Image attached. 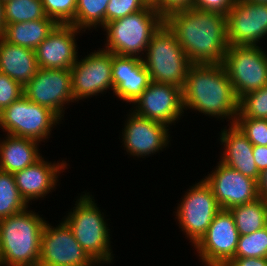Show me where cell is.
Masks as SVG:
<instances>
[{
    "instance_id": "6da1fadb",
    "label": "cell",
    "mask_w": 267,
    "mask_h": 266,
    "mask_svg": "<svg viewBox=\"0 0 267 266\" xmlns=\"http://www.w3.org/2000/svg\"><path fill=\"white\" fill-rule=\"evenodd\" d=\"M192 64L223 63L228 48L226 14L192 7L165 16Z\"/></svg>"
},
{
    "instance_id": "7a4b0ae2",
    "label": "cell",
    "mask_w": 267,
    "mask_h": 266,
    "mask_svg": "<svg viewBox=\"0 0 267 266\" xmlns=\"http://www.w3.org/2000/svg\"><path fill=\"white\" fill-rule=\"evenodd\" d=\"M184 110L192 109L210 117L228 119L234 124L239 99L227 70L220 64H192L182 89Z\"/></svg>"
},
{
    "instance_id": "3957f363",
    "label": "cell",
    "mask_w": 267,
    "mask_h": 266,
    "mask_svg": "<svg viewBox=\"0 0 267 266\" xmlns=\"http://www.w3.org/2000/svg\"><path fill=\"white\" fill-rule=\"evenodd\" d=\"M45 223L28 207L0 219V266H38Z\"/></svg>"
},
{
    "instance_id": "277c9868",
    "label": "cell",
    "mask_w": 267,
    "mask_h": 266,
    "mask_svg": "<svg viewBox=\"0 0 267 266\" xmlns=\"http://www.w3.org/2000/svg\"><path fill=\"white\" fill-rule=\"evenodd\" d=\"M77 198L75 206L63 221L72 230L73 235L85 252L97 265L113 263L110 229L104 213L100 211L90 193L83 192ZM103 214V215H102Z\"/></svg>"
},
{
    "instance_id": "5b68a950",
    "label": "cell",
    "mask_w": 267,
    "mask_h": 266,
    "mask_svg": "<svg viewBox=\"0 0 267 266\" xmlns=\"http://www.w3.org/2000/svg\"><path fill=\"white\" fill-rule=\"evenodd\" d=\"M165 17L150 3L146 8L121 19L108 22L104 50L121 56L143 58L152 35Z\"/></svg>"
},
{
    "instance_id": "8992f818",
    "label": "cell",
    "mask_w": 267,
    "mask_h": 266,
    "mask_svg": "<svg viewBox=\"0 0 267 266\" xmlns=\"http://www.w3.org/2000/svg\"><path fill=\"white\" fill-rule=\"evenodd\" d=\"M142 60L152 82L169 83L182 89L192 65L165 22L152 35Z\"/></svg>"
},
{
    "instance_id": "52a82bcc",
    "label": "cell",
    "mask_w": 267,
    "mask_h": 266,
    "mask_svg": "<svg viewBox=\"0 0 267 266\" xmlns=\"http://www.w3.org/2000/svg\"><path fill=\"white\" fill-rule=\"evenodd\" d=\"M49 108L36 104L24 95L0 112V128L17 137L41 143L51 135L52 128L61 122Z\"/></svg>"
},
{
    "instance_id": "ba28073f",
    "label": "cell",
    "mask_w": 267,
    "mask_h": 266,
    "mask_svg": "<svg viewBox=\"0 0 267 266\" xmlns=\"http://www.w3.org/2000/svg\"><path fill=\"white\" fill-rule=\"evenodd\" d=\"M183 196L176 208L175 219L193 247L206 233L221 208L204 178L185 191Z\"/></svg>"
},
{
    "instance_id": "9c48e42d",
    "label": "cell",
    "mask_w": 267,
    "mask_h": 266,
    "mask_svg": "<svg viewBox=\"0 0 267 266\" xmlns=\"http://www.w3.org/2000/svg\"><path fill=\"white\" fill-rule=\"evenodd\" d=\"M262 50L228 45L223 65L238 99L267 85V51Z\"/></svg>"
},
{
    "instance_id": "30bf717a",
    "label": "cell",
    "mask_w": 267,
    "mask_h": 266,
    "mask_svg": "<svg viewBox=\"0 0 267 266\" xmlns=\"http://www.w3.org/2000/svg\"><path fill=\"white\" fill-rule=\"evenodd\" d=\"M23 95L32 102L49 108L62 119L66 109L64 106L75 102L71 69L39 68L23 87Z\"/></svg>"
},
{
    "instance_id": "8fae6325",
    "label": "cell",
    "mask_w": 267,
    "mask_h": 266,
    "mask_svg": "<svg viewBox=\"0 0 267 266\" xmlns=\"http://www.w3.org/2000/svg\"><path fill=\"white\" fill-rule=\"evenodd\" d=\"M240 234L229 210H220L194 245L205 266H226L235 255Z\"/></svg>"
},
{
    "instance_id": "7c38bea8",
    "label": "cell",
    "mask_w": 267,
    "mask_h": 266,
    "mask_svg": "<svg viewBox=\"0 0 267 266\" xmlns=\"http://www.w3.org/2000/svg\"><path fill=\"white\" fill-rule=\"evenodd\" d=\"M38 266H97L75 239L69 226L44 224Z\"/></svg>"
},
{
    "instance_id": "4fadbf2b",
    "label": "cell",
    "mask_w": 267,
    "mask_h": 266,
    "mask_svg": "<svg viewBox=\"0 0 267 266\" xmlns=\"http://www.w3.org/2000/svg\"><path fill=\"white\" fill-rule=\"evenodd\" d=\"M113 53L99 48L71 67L72 93L75 101L103 94L113 90ZM106 90V91H105Z\"/></svg>"
},
{
    "instance_id": "5bb4252c",
    "label": "cell",
    "mask_w": 267,
    "mask_h": 266,
    "mask_svg": "<svg viewBox=\"0 0 267 266\" xmlns=\"http://www.w3.org/2000/svg\"><path fill=\"white\" fill-rule=\"evenodd\" d=\"M226 19L229 45L259 46L267 35V3L236 0Z\"/></svg>"
},
{
    "instance_id": "9a60e30c",
    "label": "cell",
    "mask_w": 267,
    "mask_h": 266,
    "mask_svg": "<svg viewBox=\"0 0 267 266\" xmlns=\"http://www.w3.org/2000/svg\"><path fill=\"white\" fill-rule=\"evenodd\" d=\"M133 104L131 110L136 114L163 123L169 128L185 112L182 88L169 83L151 82Z\"/></svg>"
},
{
    "instance_id": "2e32d148",
    "label": "cell",
    "mask_w": 267,
    "mask_h": 266,
    "mask_svg": "<svg viewBox=\"0 0 267 266\" xmlns=\"http://www.w3.org/2000/svg\"><path fill=\"white\" fill-rule=\"evenodd\" d=\"M130 112L122 130V145L128 155L145 158L168 146L171 137L167 125Z\"/></svg>"
},
{
    "instance_id": "e0dca14e",
    "label": "cell",
    "mask_w": 267,
    "mask_h": 266,
    "mask_svg": "<svg viewBox=\"0 0 267 266\" xmlns=\"http://www.w3.org/2000/svg\"><path fill=\"white\" fill-rule=\"evenodd\" d=\"M204 180L212 188L222 210L253 202L259 198L257 181L229 168L222 162Z\"/></svg>"
},
{
    "instance_id": "ac0fdd59",
    "label": "cell",
    "mask_w": 267,
    "mask_h": 266,
    "mask_svg": "<svg viewBox=\"0 0 267 266\" xmlns=\"http://www.w3.org/2000/svg\"><path fill=\"white\" fill-rule=\"evenodd\" d=\"M83 32L72 24H58L35 50L38 67L71 69L79 58L76 37Z\"/></svg>"
},
{
    "instance_id": "d6986e66",
    "label": "cell",
    "mask_w": 267,
    "mask_h": 266,
    "mask_svg": "<svg viewBox=\"0 0 267 266\" xmlns=\"http://www.w3.org/2000/svg\"><path fill=\"white\" fill-rule=\"evenodd\" d=\"M113 93L126 103H134L150 85L151 77L142 58L113 53Z\"/></svg>"
},
{
    "instance_id": "ffe728a7",
    "label": "cell",
    "mask_w": 267,
    "mask_h": 266,
    "mask_svg": "<svg viewBox=\"0 0 267 266\" xmlns=\"http://www.w3.org/2000/svg\"><path fill=\"white\" fill-rule=\"evenodd\" d=\"M67 166L64 160L52 163L41 157L34 164L15 172L13 175L21 197L28 204L33 199L47 196L56 189L58 178Z\"/></svg>"
},
{
    "instance_id": "44dd1931",
    "label": "cell",
    "mask_w": 267,
    "mask_h": 266,
    "mask_svg": "<svg viewBox=\"0 0 267 266\" xmlns=\"http://www.w3.org/2000/svg\"><path fill=\"white\" fill-rule=\"evenodd\" d=\"M228 126L220 133L219 140L224 149L220 162L258 182L260 172L253 156V144L235 124Z\"/></svg>"
},
{
    "instance_id": "7402d4cb",
    "label": "cell",
    "mask_w": 267,
    "mask_h": 266,
    "mask_svg": "<svg viewBox=\"0 0 267 266\" xmlns=\"http://www.w3.org/2000/svg\"><path fill=\"white\" fill-rule=\"evenodd\" d=\"M39 69L36 52L7 42L0 36V72L24 87Z\"/></svg>"
},
{
    "instance_id": "603a6c76",
    "label": "cell",
    "mask_w": 267,
    "mask_h": 266,
    "mask_svg": "<svg viewBox=\"0 0 267 266\" xmlns=\"http://www.w3.org/2000/svg\"><path fill=\"white\" fill-rule=\"evenodd\" d=\"M4 138L2 140L0 138L1 171L14 174L34 164L42 157L38 148L40 142L9 134Z\"/></svg>"
},
{
    "instance_id": "cb8c5ba5",
    "label": "cell",
    "mask_w": 267,
    "mask_h": 266,
    "mask_svg": "<svg viewBox=\"0 0 267 266\" xmlns=\"http://www.w3.org/2000/svg\"><path fill=\"white\" fill-rule=\"evenodd\" d=\"M58 23L51 18L7 24L1 35L7 42L36 50Z\"/></svg>"
},
{
    "instance_id": "d4e9b609",
    "label": "cell",
    "mask_w": 267,
    "mask_h": 266,
    "mask_svg": "<svg viewBox=\"0 0 267 266\" xmlns=\"http://www.w3.org/2000/svg\"><path fill=\"white\" fill-rule=\"evenodd\" d=\"M240 236L251 234L267 226V202L262 198L229 209Z\"/></svg>"
},
{
    "instance_id": "484cf974",
    "label": "cell",
    "mask_w": 267,
    "mask_h": 266,
    "mask_svg": "<svg viewBox=\"0 0 267 266\" xmlns=\"http://www.w3.org/2000/svg\"><path fill=\"white\" fill-rule=\"evenodd\" d=\"M109 0H77L74 22L77 29L86 31L106 25V8Z\"/></svg>"
},
{
    "instance_id": "4316f807",
    "label": "cell",
    "mask_w": 267,
    "mask_h": 266,
    "mask_svg": "<svg viewBox=\"0 0 267 266\" xmlns=\"http://www.w3.org/2000/svg\"><path fill=\"white\" fill-rule=\"evenodd\" d=\"M28 204L21 197L12 173L0 170V219L23 211Z\"/></svg>"
},
{
    "instance_id": "83f0119b",
    "label": "cell",
    "mask_w": 267,
    "mask_h": 266,
    "mask_svg": "<svg viewBox=\"0 0 267 266\" xmlns=\"http://www.w3.org/2000/svg\"><path fill=\"white\" fill-rule=\"evenodd\" d=\"M7 24L34 21L46 17L41 0H8L4 2Z\"/></svg>"
},
{
    "instance_id": "f1b7e54d",
    "label": "cell",
    "mask_w": 267,
    "mask_h": 266,
    "mask_svg": "<svg viewBox=\"0 0 267 266\" xmlns=\"http://www.w3.org/2000/svg\"><path fill=\"white\" fill-rule=\"evenodd\" d=\"M234 257L267 258V226L240 236Z\"/></svg>"
},
{
    "instance_id": "f546056e",
    "label": "cell",
    "mask_w": 267,
    "mask_h": 266,
    "mask_svg": "<svg viewBox=\"0 0 267 266\" xmlns=\"http://www.w3.org/2000/svg\"><path fill=\"white\" fill-rule=\"evenodd\" d=\"M237 117L267 119V85L239 99Z\"/></svg>"
},
{
    "instance_id": "4dcf8cb0",
    "label": "cell",
    "mask_w": 267,
    "mask_h": 266,
    "mask_svg": "<svg viewBox=\"0 0 267 266\" xmlns=\"http://www.w3.org/2000/svg\"><path fill=\"white\" fill-rule=\"evenodd\" d=\"M46 17L58 24L74 22L77 0H41Z\"/></svg>"
},
{
    "instance_id": "1f68e13d",
    "label": "cell",
    "mask_w": 267,
    "mask_h": 266,
    "mask_svg": "<svg viewBox=\"0 0 267 266\" xmlns=\"http://www.w3.org/2000/svg\"><path fill=\"white\" fill-rule=\"evenodd\" d=\"M234 124L253 145L267 146V119L236 117Z\"/></svg>"
},
{
    "instance_id": "d6a6232c",
    "label": "cell",
    "mask_w": 267,
    "mask_h": 266,
    "mask_svg": "<svg viewBox=\"0 0 267 266\" xmlns=\"http://www.w3.org/2000/svg\"><path fill=\"white\" fill-rule=\"evenodd\" d=\"M148 0H109L106 8V24L146 8Z\"/></svg>"
},
{
    "instance_id": "836d02e7",
    "label": "cell",
    "mask_w": 267,
    "mask_h": 266,
    "mask_svg": "<svg viewBox=\"0 0 267 266\" xmlns=\"http://www.w3.org/2000/svg\"><path fill=\"white\" fill-rule=\"evenodd\" d=\"M23 96V87L0 72V112Z\"/></svg>"
},
{
    "instance_id": "e575fe53",
    "label": "cell",
    "mask_w": 267,
    "mask_h": 266,
    "mask_svg": "<svg viewBox=\"0 0 267 266\" xmlns=\"http://www.w3.org/2000/svg\"><path fill=\"white\" fill-rule=\"evenodd\" d=\"M236 0H193L191 7L203 11L227 14Z\"/></svg>"
},
{
    "instance_id": "d590c367",
    "label": "cell",
    "mask_w": 267,
    "mask_h": 266,
    "mask_svg": "<svg viewBox=\"0 0 267 266\" xmlns=\"http://www.w3.org/2000/svg\"><path fill=\"white\" fill-rule=\"evenodd\" d=\"M193 0H152L150 3L165 17L177 9L190 8Z\"/></svg>"
},
{
    "instance_id": "8d00e7d4",
    "label": "cell",
    "mask_w": 267,
    "mask_h": 266,
    "mask_svg": "<svg viewBox=\"0 0 267 266\" xmlns=\"http://www.w3.org/2000/svg\"><path fill=\"white\" fill-rule=\"evenodd\" d=\"M226 266H267V258L234 257Z\"/></svg>"
},
{
    "instance_id": "74e56055",
    "label": "cell",
    "mask_w": 267,
    "mask_h": 266,
    "mask_svg": "<svg viewBox=\"0 0 267 266\" xmlns=\"http://www.w3.org/2000/svg\"><path fill=\"white\" fill-rule=\"evenodd\" d=\"M253 156L260 173L267 169V146L253 145Z\"/></svg>"
},
{
    "instance_id": "f35d334b",
    "label": "cell",
    "mask_w": 267,
    "mask_h": 266,
    "mask_svg": "<svg viewBox=\"0 0 267 266\" xmlns=\"http://www.w3.org/2000/svg\"><path fill=\"white\" fill-rule=\"evenodd\" d=\"M258 184L259 198H262L267 202V169L260 173Z\"/></svg>"
},
{
    "instance_id": "ab89813d",
    "label": "cell",
    "mask_w": 267,
    "mask_h": 266,
    "mask_svg": "<svg viewBox=\"0 0 267 266\" xmlns=\"http://www.w3.org/2000/svg\"><path fill=\"white\" fill-rule=\"evenodd\" d=\"M6 27L5 17H4V2L0 0V36L4 33Z\"/></svg>"
},
{
    "instance_id": "60d3db41",
    "label": "cell",
    "mask_w": 267,
    "mask_h": 266,
    "mask_svg": "<svg viewBox=\"0 0 267 266\" xmlns=\"http://www.w3.org/2000/svg\"><path fill=\"white\" fill-rule=\"evenodd\" d=\"M246 1L267 3V0H246Z\"/></svg>"
}]
</instances>
